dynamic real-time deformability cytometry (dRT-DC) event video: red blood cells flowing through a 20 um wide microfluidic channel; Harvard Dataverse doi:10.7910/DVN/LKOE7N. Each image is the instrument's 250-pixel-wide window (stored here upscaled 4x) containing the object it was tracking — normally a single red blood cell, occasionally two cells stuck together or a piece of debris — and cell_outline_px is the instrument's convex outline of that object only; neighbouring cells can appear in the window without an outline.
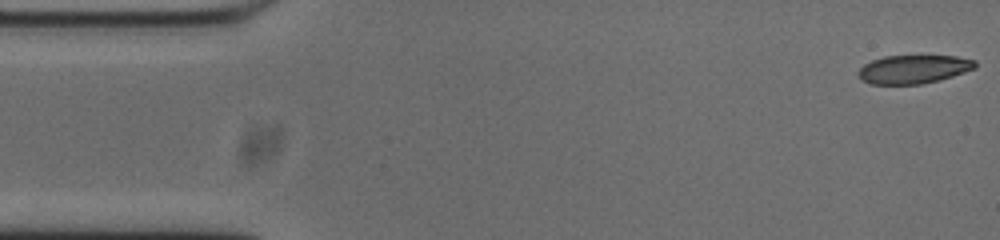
{"species": "common noctule bat (a hibernating species)", "species_latin": "Nyctalus noctula", "temperature_condition": "cold", "stored_images_in_passage": 53, "camera_frame_rate_fps": 3000, "um_per_image_px": 0.085, "animal": {"sex": "male", "body_mass_g": 20.0, "forearm_length_mm": 53.3}, "frame": {"image": 1, "passage_image": 1, "time_ms": 0.0, "image_size_px": [1000, 240], "cell_outline_px": [[976, 68], [952, 76], [920, 84], [872, 84], [864, 80], [856, 72], [864, 64], [872, 60], [884, 56], [956, 56], [976, 60]], "centroid_in_image_um": [77.65, 5.87], "position_along_channel_um": 7.3, "area_um2": 19.19}}
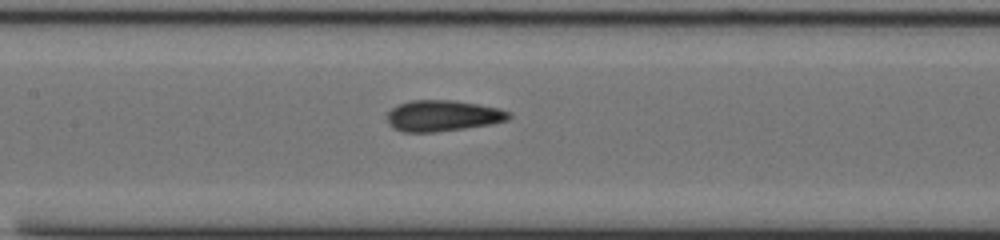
{"frame": {"image": 2, "passage_image": 23, "time_ms": 7.333, "image_size_px": [1000, 240], "cell_outline_px": [[512, 116], [508, 120], [492, 124], [436, 132], [404, 132], [392, 128], [388, 124], [388, 112], [392, 108], [400, 104], [412, 100], [452, 100], [480, 104], [500, 108], [512, 112]], "centroid_in_image_um": [37.68, 9.84], "position_along_channel_um": 169.7, "area_um2": 22.2}}
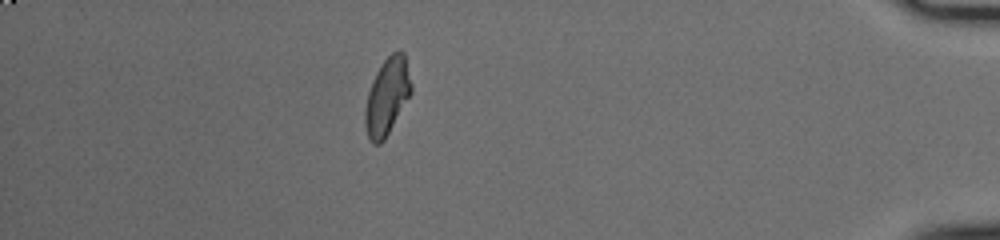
{"frame": {"image": 3, "passage_image": 46, "time_ms": 15.0, "image_size_px": [1000, 240], "cell_outline_px": [[412, 92], [384, 140], [380, 144], [372, 144], [368, 136], [364, 124], [364, 112], [368, 92], [376, 72], [380, 64], [396, 48], [400, 48], [404, 52], [412, 84]], "centroid_in_image_um": [32.91, 8.16], "position_along_channel_um": 402.3, "area_um2": 20.81}, "authors_computed_cell_mechanics": {"area_um2": 20.9814, "velocity_mm_per_s": 3.7762, "shape_relaxation_time_tau1_ms": null, "shape_relaxation_time_tau2_ms": 1.7992, "deformation_change_tau1": null, "deformation_change_tau2": 0.0761}}